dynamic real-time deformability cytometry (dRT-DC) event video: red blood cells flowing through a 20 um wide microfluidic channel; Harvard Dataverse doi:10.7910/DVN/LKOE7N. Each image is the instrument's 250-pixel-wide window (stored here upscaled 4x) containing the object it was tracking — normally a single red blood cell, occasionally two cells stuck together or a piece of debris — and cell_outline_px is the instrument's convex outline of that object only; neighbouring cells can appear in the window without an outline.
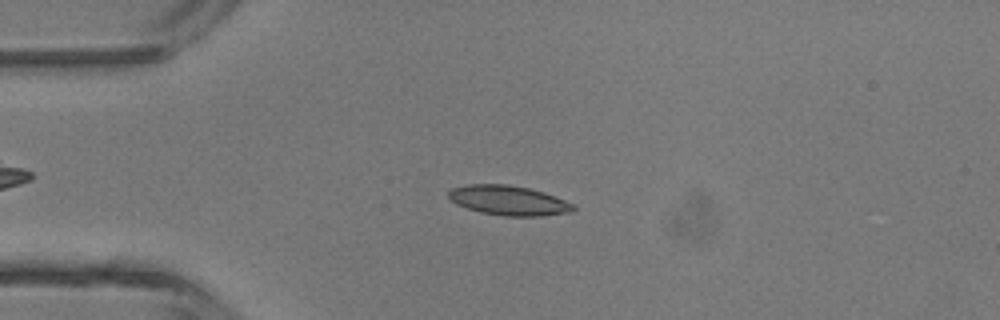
{"species": "common noctule bat (a hibernating species)", "species_latin": "Nyctalus noctula", "temperature_condition": "room temperature", "stored_images_in_passage": 19, "camera_frame_rate_fps": 3000, "um_per_image_px": 0.085, "animal": {"sex": "male", "body_mass_g": 13.3}, "frame": {"image": 1, "passage_image": 10, "time_ms": 3.0, "image_size_px": [1000, 320], "cell_outline_px": [[576, 208], [572, 212], [540, 216], [504, 216], [480, 212], [456, 204], [448, 196], [448, 192], [452, 188], [464, 184], [508, 184], [528, 188], [544, 192], [576, 204]], "centroid_in_image_um": [43.25, 17.03], "position_along_channel_um": 41.7, "area_um2": 21.73}}
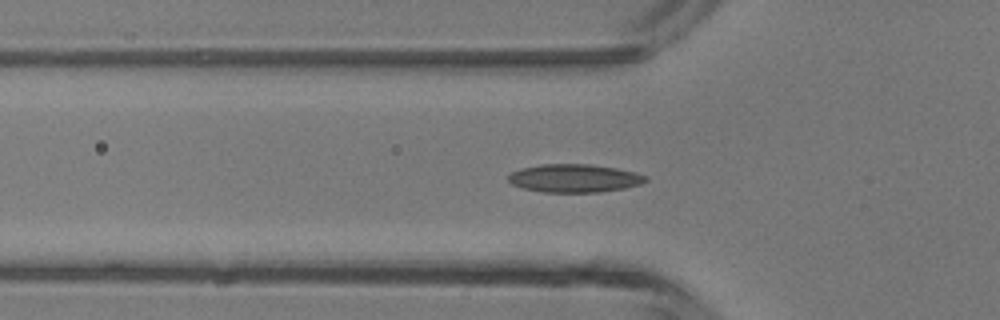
{"frame": {"image": 2, "passage_image": 14, "time_ms": 4.333, "image_size_px": [1000, 320], "cell_outline_px": [[648, 180], [640, 184], [624, 188], [600, 192], [544, 192], [524, 188], [512, 184], [508, 180], [508, 176], [512, 172], [520, 168], [544, 164], [588, 164], [616, 168], [636, 172], [648, 176]], "centroid_in_image_um": [48.84, 15.15], "position_along_channel_um": 77.0, "area_um2": 22.48}}
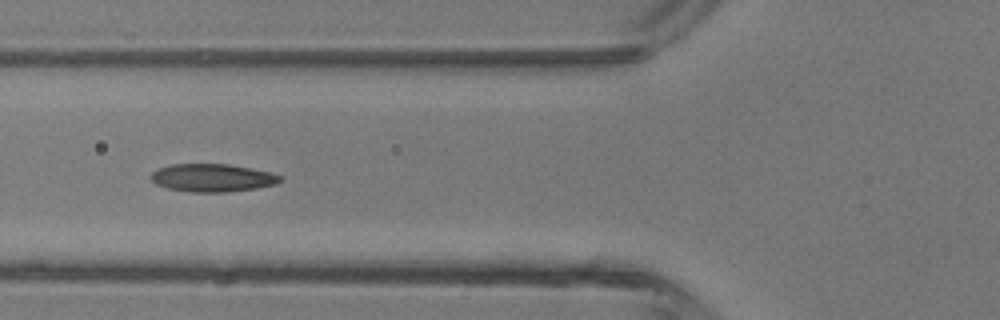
{"frame": {"image": 3, "passage_image": 16, "time_ms": 5.0, "image_size_px": [1000, 320], "cell_outline_px": [[284, 176], [276, 184], [256, 188], [228, 192], [192, 192], [168, 188], [156, 184], [152, 180], [152, 172], [160, 168], [172, 164], [228, 164], [252, 168], [272, 172]], "centroid_in_image_um": [18.11, 15.11], "position_along_channel_um": 107.7, "area_um2": 20.98}}